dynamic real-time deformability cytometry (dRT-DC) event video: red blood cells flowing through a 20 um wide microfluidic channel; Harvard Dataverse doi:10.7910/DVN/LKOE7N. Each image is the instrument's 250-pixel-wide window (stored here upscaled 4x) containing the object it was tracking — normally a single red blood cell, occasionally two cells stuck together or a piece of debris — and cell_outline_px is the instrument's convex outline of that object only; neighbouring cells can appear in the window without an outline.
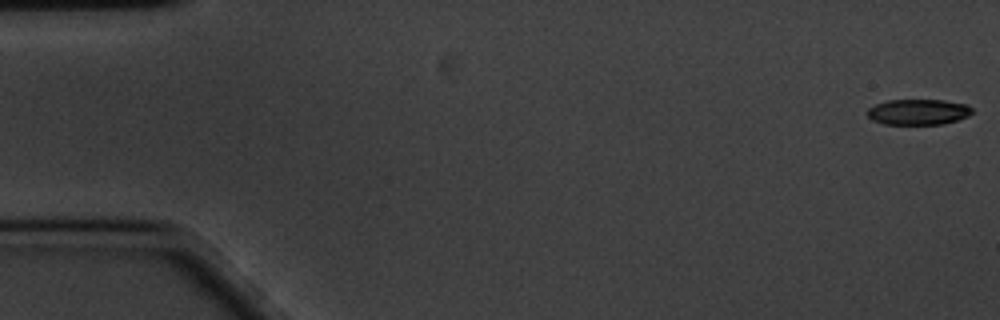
{"species": "common noctule bat (a hibernating species)", "species_latin": "Nyctalus noctula", "temperature_condition": "cold", "stored_images_in_passage": 59, "camera_frame_rate_fps": 3000, "um_per_image_px": 0.085, "animal": {"sex": "male", "body_mass_g": 20.1, "forearm_length_mm": 53.5}, "frame": {"image": 1, "passage_image": 1, "time_ms": 0.0, "image_size_px": [1000, 320], "cell_outline_px": [[972, 112], [968, 116], [944, 124], [884, 124], [872, 120], [868, 116], [868, 108], [876, 104], [888, 100], [944, 100], [968, 104], [972, 108]], "centroid_in_image_um": [78.07, 9.51], "position_along_channel_um": 6.9, "area_um2": 15.66}}
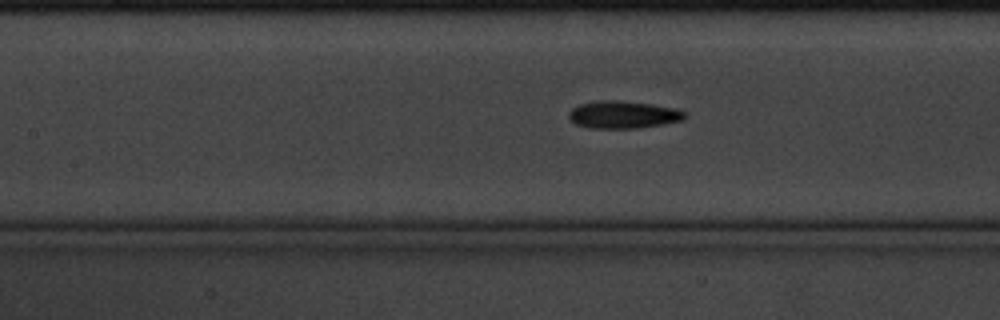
{"frame": {"image": 2, "passage_image": 26, "time_ms": 8.333, "image_size_px": [1000, 320], "cell_outline_px": [[688, 112], [684, 120], [636, 128], [592, 128], [576, 124], [568, 116], [568, 112], [572, 108], [580, 104], [600, 100], [620, 100], [652, 104], [676, 108]], "centroid_in_image_um": [53.0, 9.73], "position_along_channel_um": 154.4, "area_um2": 18.55}}
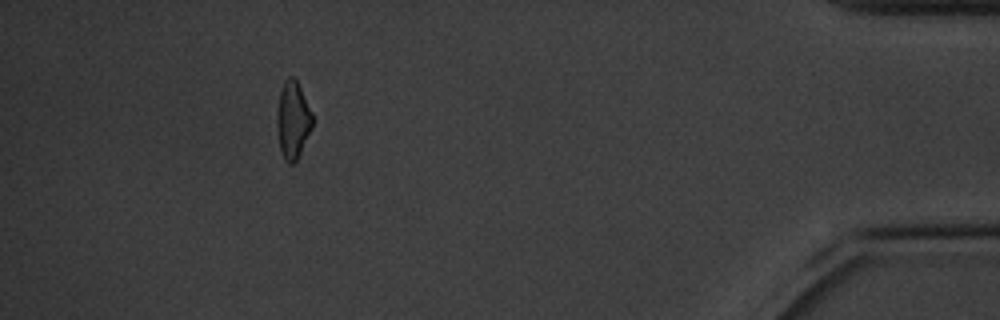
{"frame": {"image": 3, "passage_image": 54, "time_ms": 17.667, "image_size_px": [1000, 320], "cell_outline_px": [[312, 128], [296, 160], [292, 164], [288, 164], [284, 160], [280, 152], [276, 128], [276, 112], [280, 92], [284, 80], [288, 76], [292, 76], [296, 80], [312, 112]], "centroid_in_image_um": [24.86, 10.22], "position_along_channel_um": 410.3, "area_um2": 16.07}, "authors_computed_cell_mechanics": {"area_um2": 17.3978, "velocity_mm_per_s": 3.3689, "shape_relaxation_time_tau1_ms": 2.4978, "shape_relaxation_time_tau2_ms": 5.1002, "deformation_change_tau1": 0.1164, "deformation_change_tau2": 0.1283}}